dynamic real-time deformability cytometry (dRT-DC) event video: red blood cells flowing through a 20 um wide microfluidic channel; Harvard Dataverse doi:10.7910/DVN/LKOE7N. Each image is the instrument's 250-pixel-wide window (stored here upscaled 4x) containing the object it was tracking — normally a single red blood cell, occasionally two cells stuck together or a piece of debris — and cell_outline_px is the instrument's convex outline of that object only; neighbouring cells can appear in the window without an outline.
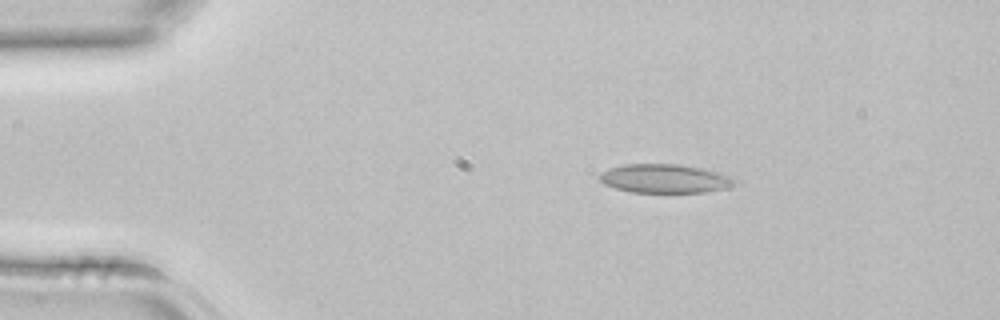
{"species": "common noctule bat (a hibernating species)", "species_latin": "Nyctalus noctula", "temperature_condition": "room temperature", "stored_images_in_passage": 2, "camera_frame_rate_fps": 3000, "um_per_image_px": 0.085, "animal": {"sex": "female", "body_mass_g": 22.7, "forearm_length_mm": 54.2}, "frame": {"image": 1, "passage_image": 1, "time_ms": 0.0, "image_size_px": [1000, 320], "cell_outline_px": [[736, 180], [724, 188], [704, 192], [632, 192], [616, 188], [604, 184], [600, 180], [600, 172], [624, 164], [680, 164], [700, 168], [732, 176]], "centroid_in_image_um": [56.46, 15.17], "position_along_channel_um": 28.5, "area_um2": 22.25}}